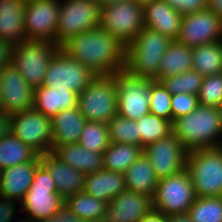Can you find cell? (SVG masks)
Masks as SVG:
<instances>
[{
    "label": "cell",
    "instance_id": "cell-1",
    "mask_svg": "<svg viewBox=\"0 0 222 222\" xmlns=\"http://www.w3.org/2000/svg\"><path fill=\"white\" fill-rule=\"evenodd\" d=\"M60 49L96 75H114L125 69L126 47L100 27L68 39Z\"/></svg>",
    "mask_w": 222,
    "mask_h": 222
},
{
    "label": "cell",
    "instance_id": "cell-2",
    "mask_svg": "<svg viewBox=\"0 0 222 222\" xmlns=\"http://www.w3.org/2000/svg\"><path fill=\"white\" fill-rule=\"evenodd\" d=\"M173 133L188 150L218 148L222 122L217 108L198 105L188 115L175 119Z\"/></svg>",
    "mask_w": 222,
    "mask_h": 222
},
{
    "label": "cell",
    "instance_id": "cell-3",
    "mask_svg": "<svg viewBox=\"0 0 222 222\" xmlns=\"http://www.w3.org/2000/svg\"><path fill=\"white\" fill-rule=\"evenodd\" d=\"M173 40L144 27L126 47L125 69L133 76L158 81L159 63Z\"/></svg>",
    "mask_w": 222,
    "mask_h": 222
},
{
    "label": "cell",
    "instance_id": "cell-4",
    "mask_svg": "<svg viewBox=\"0 0 222 222\" xmlns=\"http://www.w3.org/2000/svg\"><path fill=\"white\" fill-rule=\"evenodd\" d=\"M185 168L196 197L222 196V148L188 151Z\"/></svg>",
    "mask_w": 222,
    "mask_h": 222
},
{
    "label": "cell",
    "instance_id": "cell-5",
    "mask_svg": "<svg viewBox=\"0 0 222 222\" xmlns=\"http://www.w3.org/2000/svg\"><path fill=\"white\" fill-rule=\"evenodd\" d=\"M99 27L127 47L145 27L143 4L138 0H125L102 6Z\"/></svg>",
    "mask_w": 222,
    "mask_h": 222
},
{
    "label": "cell",
    "instance_id": "cell-6",
    "mask_svg": "<svg viewBox=\"0 0 222 222\" xmlns=\"http://www.w3.org/2000/svg\"><path fill=\"white\" fill-rule=\"evenodd\" d=\"M114 75H97L78 95V108L87 121L107 124L117 115Z\"/></svg>",
    "mask_w": 222,
    "mask_h": 222
},
{
    "label": "cell",
    "instance_id": "cell-7",
    "mask_svg": "<svg viewBox=\"0 0 222 222\" xmlns=\"http://www.w3.org/2000/svg\"><path fill=\"white\" fill-rule=\"evenodd\" d=\"M59 49L53 42L24 41L11 47L10 64L36 89L42 86L48 64Z\"/></svg>",
    "mask_w": 222,
    "mask_h": 222
},
{
    "label": "cell",
    "instance_id": "cell-8",
    "mask_svg": "<svg viewBox=\"0 0 222 222\" xmlns=\"http://www.w3.org/2000/svg\"><path fill=\"white\" fill-rule=\"evenodd\" d=\"M100 8L97 0H60L55 43L60 47L80 33L99 28Z\"/></svg>",
    "mask_w": 222,
    "mask_h": 222
},
{
    "label": "cell",
    "instance_id": "cell-9",
    "mask_svg": "<svg viewBox=\"0 0 222 222\" xmlns=\"http://www.w3.org/2000/svg\"><path fill=\"white\" fill-rule=\"evenodd\" d=\"M65 203L57 193L49 171L40 164L34 174L30 189L19 204L21 212L34 220L42 221L54 215Z\"/></svg>",
    "mask_w": 222,
    "mask_h": 222
},
{
    "label": "cell",
    "instance_id": "cell-10",
    "mask_svg": "<svg viewBox=\"0 0 222 222\" xmlns=\"http://www.w3.org/2000/svg\"><path fill=\"white\" fill-rule=\"evenodd\" d=\"M196 199L191 177L184 170L159 179L152 207L166 216L187 213Z\"/></svg>",
    "mask_w": 222,
    "mask_h": 222
},
{
    "label": "cell",
    "instance_id": "cell-11",
    "mask_svg": "<svg viewBox=\"0 0 222 222\" xmlns=\"http://www.w3.org/2000/svg\"><path fill=\"white\" fill-rule=\"evenodd\" d=\"M117 85V114L137 121L150 113V85L154 81L133 76L126 69L114 74Z\"/></svg>",
    "mask_w": 222,
    "mask_h": 222
},
{
    "label": "cell",
    "instance_id": "cell-12",
    "mask_svg": "<svg viewBox=\"0 0 222 222\" xmlns=\"http://www.w3.org/2000/svg\"><path fill=\"white\" fill-rule=\"evenodd\" d=\"M96 76L86 65L59 49L48 64L42 86L68 89L79 95Z\"/></svg>",
    "mask_w": 222,
    "mask_h": 222
},
{
    "label": "cell",
    "instance_id": "cell-13",
    "mask_svg": "<svg viewBox=\"0 0 222 222\" xmlns=\"http://www.w3.org/2000/svg\"><path fill=\"white\" fill-rule=\"evenodd\" d=\"M10 131L39 155L51 152V118L31 107L11 116Z\"/></svg>",
    "mask_w": 222,
    "mask_h": 222
},
{
    "label": "cell",
    "instance_id": "cell-14",
    "mask_svg": "<svg viewBox=\"0 0 222 222\" xmlns=\"http://www.w3.org/2000/svg\"><path fill=\"white\" fill-rule=\"evenodd\" d=\"M222 40V19L210 8L184 14L177 42L190 48Z\"/></svg>",
    "mask_w": 222,
    "mask_h": 222
},
{
    "label": "cell",
    "instance_id": "cell-15",
    "mask_svg": "<svg viewBox=\"0 0 222 222\" xmlns=\"http://www.w3.org/2000/svg\"><path fill=\"white\" fill-rule=\"evenodd\" d=\"M60 0H34L25 3L24 30L27 41L55 43Z\"/></svg>",
    "mask_w": 222,
    "mask_h": 222
},
{
    "label": "cell",
    "instance_id": "cell-16",
    "mask_svg": "<svg viewBox=\"0 0 222 222\" xmlns=\"http://www.w3.org/2000/svg\"><path fill=\"white\" fill-rule=\"evenodd\" d=\"M156 176L159 179L176 174L186 167L188 150L174 133L143 148Z\"/></svg>",
    "mask_w": 222,
    "mask_h": 222
},
{
    "label": "cell",
    "instance_id": "cell-17",
    "mask_svg": "<svg viewBox=\"0 0 222 222\" xmlns=\"http://www.w3.org/2000/svg\"><path fill=\"white\" fill-rule=\"evenodd\" d=\"M2 105L0 111L14 115L33 107L34 89L11 64L0 70Z\"/></svg>",
    "mask_w": 222,
    "mask_h": 222
},
{
    "label": "cell",
    "instance_id": "cell-18",
    "mask_svg": "<svg viewBox=\"0 0 222 222\" xmlns=\"http://www.w3.org/2000/svg\"><path fill=\"white\" fill-rule=\"evenodd\" d=\"M41 155L28 161L0 171V196L21 203L34 179Z\"/></svg>",
    "mask_w": 222,
    "mask_h": 222
},
{
    "label": "cell",
    "instance_id": "cell-19",
    "mask_svg": "<svg viewBox=\"0 0 222 222\" xmlns=\"http://www.w3.org/2000/svg\"><path fill=\"white\" fill-rule=\"evenodd\" d=\"M152 208L151 197L125 189L108 203L106 220L139 222Z\"/></svg>",
    "mask_w": 222,
    "mask_h": 222
},
{
    "label": "cell",
    "instance_id": "cell-20",
    "mask_svg": "<svg viewBox=\"0 0 222 222\" xmlns=\"http://www.w3.org/2000/svg\"><path fill=\"white\" fill-rule=\"evenodd\" d=\"M41 164L49 171L57 193L64 200L84 190L85 175L62 162L52 152L41 155Z\"/></svg>",
    "mask_w": 222,
    "mask_h": 222
},
{
    "label": "cell",
    "instance_id": "cell-21",
    "mask_svg": "<svg viewBox=\"0 0 222 222\" xmlns=\"http://www.w3.org/2000/svg\"><path fill=\"white\" fill-rule=\"evenodd\" d=\"M145 27L168 36L171 40L178 38L182 14L175 10L166 0H153L143 4Z\"/></svg>",
    "mask_w": 222,
    "mask_h": 222
},
{
    "label": "cell",
    "instance_id": "cell-22",
    "mask_svg": "<svg viewBox=\"0 0 222 222\" xmlns=\"http://www.w3.org/2000/svg\"><path fill=\"white\" fill-rule=\"evenodd\" d=\"M86 122L87 120L78 107L61 110L52 117L51 130L53 145L51 152L65 144L78 143Z\"/></svg>",
    "mask_w": 222,
    "mask_h": 222
},
{
    "label": "cell",
    "instance_id": "cell-23",
    "mask_svg": "<svg viewBox=\"0 0 222 222\" xmlns=\"http://www.w3.org/2000/svg\"><path fill=\"white\" fill-rule=\"evenodd\" d=\"M22 0H0V39L11 47L27 41Z\"/></svg>",
    "mask_w": 222,
    "mask_h": 222
},
{
    "label": "cell",
    "instance_id": "cell-24",
    "mask_svg": "<svg viewBox=\"0 0 222 222\" xmlns=\"http://www.w3.org/2000/svg\"><path fill=\"white\" fill-rule=\"evenodd\" d=\"M125 189L123 173L103 169L85 175L83 191L107 203Z\"/></svg>",
    "mask_w": 222,
    "mask_h": 222
},
{
    "label": "cell",
    "instance_id": "cell-25",
    "mask_svg": "<svg viewBox=\"0 0 222 222\" xmlns=\"http://www.w3.org/2000/svg\"><path fill=\"white\" fill-rule=\"evenodd\" d=\"M33 107L44 116L54 117L61 110L78 107V94L65 89L41 86L34 89Z\"/></svg>",
    "mask_w": 222,
    "mask_h": 222
},
{
    "label": "cell",
    "instance_id": "cell-26",
    "mask_svg": "<svg viewBox=\"0 0 222 222\" xmlns=\"http://www.w3.org/2000/svg\"><path fill=\"white\" fill-rule=\"evenodd\" d=\"M124 181L126 190L153 198L159 178L147 156L142 153L124 173Z\"/></svg>",
    "mask_w": 222,
    "mask_h": 222
},
{
    "label": "cell",
    "instance_id": "cell-27",
    "mask_svg": "<svg viewBox=\"0 0 222 222\" xmlns=\"http://www.w3.org/2000/svg\"><path fill=\"white\" fill-rule=\"evenodd\" d=\"M52 153L84 175L103 170L102 154L88 151L79 143L65 144L57 147Z\"/></svg>",
    "mask_w": 222,
    "mask_h": 222
},
{
    "label": "cell",
    "instance_id": "cell-28",
    "mask_svg": "<svg viewBox=\"0 0 222 222\" xmlns=\"http://www.w3.org/2000/svg\"><path fill=\"white\" fill-rule=\"evenodd\" d=\"M192 48L173 40L159 63L158 81L191 70Z\"/></svg>",
    "mask_w": 222,
    "mask_h": 222
},
{
    "label": "cell",
    "instance_id": "cell-29",
    "mask_svg": "<svg viewBox=\"0 0 222 222\" xmlns=\"http://www.w3.org/2000/svg\"><path fill=\"white\" fill-rule=\"evenodd\" d=\"M39 154L25 145L11 131L0 139V171L28 161H34Z\"/></svg>",
    "mask_w": 222,
    "mask_h": 222
},
{
    "label": "cell",
    "instance_id": "cell-30",
    "mask_svg": "<svg viewBox=\"0 0 222 222\" xmlns=\"http://www.w3.org/2000/svg\"><path fill=\"white\" fill-rule=\"evenodd\" d=\"M65 204L80 220L102 222L106 219L108 203L84 191L67 197Z\"/></svg>",
    "mask_w": 222,
    "mask_h": 222
},
{
    "label": "cell",
    "instance_id": "cell-31",
    "mask_svg": "<svg viewBox=\"0 0 222 222\" xmlns=\"http://www.w3.org/2000/svg\"><path fill=\"white\" fill-rule=\"evenodd\" d=\"M142 153L141 146L110 142L102 154L103 169L124 174Z\"/></svg>",
    "mask_w": 222,
    "mask_h": 222
},
{
    "label": "cell",
    "instance_id": "cell-32",
    "mask_svg": "<svg viewBox=\"0 0 222 222\" xmlns=\"http://www.w3.org/2000/svg\"><path fill=\"white\" fill-rule=\"evenodd\" d=\"M192 62L203 77L222 73V40L192 48Z\"/></svg>",
    "mask_w": 222,
    "mask_h": 222
},
{
    "label": "cell",
    "instance_id": "cell-33",
    "mask_svg": "<svg viewBox=\"0 0 222 222\" xmlns=\"http://www.w3.org/2000/svg\"><path fill=\"white\" fill-rule=\"evenodd\" d=\"M140 146L144 148L149 143L157 142L173 133L172 122L147 114L137 120Z\"/></svg>",
    "mask_w": 222,
    "mask_h": 222
},
{
    "label": "cell",
    "instance_id": "cell-34",
    "mask_svg": "<svg viewBox=\"0 0 222 222\" xmlns=\"http://www.w3.org/2000/svg\"><path fill=\"white\" fill-rule=\"evenodd\" d=\"M187 214L192 222H222V196L196 197Z\"/></svg>",
    "mask_w": 222,
    "mask_h": 222
},
{
    "label": "cell",
    "instance_id": "cell-35",
    "mask_svg": "<svg viewBox=\"0 0 222 222\" xmlns=\"http://www.w3.org/2000/svg\"><path fill=\"white\" fill-rule=\"evenodd\" d=\"M78 143L88 151L103 154L110 144L108 124L87 121Z\"/></svg>",
    "mask_w": 222,
    "mask_h": 222
},
{
    "label": "cell",
    "instance_id": "cell-36",
    "mask_svg": "<svg viewBox=\"0 0 222 222\" xmlns=\"http://www.w3.org/2000/svg\"><path fill=\"white\" fill-rule=\"evenodd\" d=\"M203 79L198 71L191 69L182 74L163 78L160 82L171 95L186 93L198 96Z\"/></svg>",
    "mask_w": 222,
    "mask_h": 222
},
{
    "label": "cell",
    "instance_id": "cell-37",
    "mask_svg": "<svg viewBox=\"0 0 222 222\" xmlns=\"http://www.w3.org/2000/svg\"><path fill=\"white\" fill-rule=\"evenodd\" d=\"M107 124L110 142L140 146L137 121L124 118L117 114Z\"/></svg>",
    "mask_w": 222,
    "mask_h": 222
},
{
    "label": "cell",
    "instance_id": "cell-38",
    "mask_svg": "<svg viewBox=\"0 0 222 222\" xmlns=\"http://www.w3.org/2000/svg\"><path fill=\"white\" fill-rule=\"evenodd\" d=\"M171 98L163 84L154 80L150 85V113L172 122Z\"/></svg>",
    "mask_w": 222,
    "mask_h": 222
},
{
    "label": "cell",
    "instance_id": "cell-39",
    "mask_svg": "<svg viewBox=\"0 0 222 222\" xmlns=\"http://www.w3.org/2000/svg\"><path fill=\"white\" fill-rule=\"evenodd\" d=\"M199 105L217 108L222 102V73L206 76L198 94Z\"/></svg>",
    "mask_w": 222,
    "mask_h": 222
},
{
    "label": "cell",
    "instance_id": "cell-40",
    "mask_svg": "<svg viewBox=\"0 0 222 222\" xmlns=\"http://www.w3.org/2000/svg\"><path fill=\"white\" fill-rule=\"evenodd\" d=\"M199 105L198 96L194 94H173L171 98L172 123L175 119L188 115Z\"/></svg>",
    "mask_w": 222,
    "mask_h": 222
},
{
    "label": "cell",
    "instance_id": "cell-41",
    "mask_svg": "<svg viewBox=\"0 0 222 222\" xmlns=\"http://www.w3.org/2000/svg\"><path fill=\"white\" fill-rule=\"evenodd\" d=\"M182 15L208 8V0H166Z\"/></svg>",
    "mask_w": 222,
    "mask_h": 222
},
{
    "label": "cell",
    "instance_id": "cell-42",
    "mask_svg": "<svg viewBox=\"0 0 222 222\" xmlns=\"http://www.w3.org/2000/svg\"><path fill=\"white\" fill-rule=\"evenodd\" d=\"M16 205L15 201L0 196V222H12L16 218Z\"/></svg>",
    "mask_w": 222,
    "mask_h": 222
},
{
    "label": "cell",
    "instance_id": "cell-43",
    "mask_svg": "<svg viewBox=\"0 0 222 222\" xmlns=\"http://www.w3.org/2000/svg\"><path fill=\"white\" fill-rule=\"evenodd\" d=\"M79 220V217L64 203L54 215L40 222H78Z\"/></svg>",
    "mask_w": 222,
    "mask_h": 222
},
{
    "label": "cell",
    "instance_id": "cell-44",
    "mask_svg": "<svg viewBox=\"0 0 222 222\" xmlns=\"http://www.w3.org/2000/svg\"><path fill=\"white\" fill-rule=\"evenodd\" d=\"M139 222H168V216L152 208Z\"/></svg>",
    "mask_w": 222,
    "mask_h": 222
},
{
    "label": "cell",
    "instance_id": "cell-45",
    "mask_svg": "<svg viewBox=\"0 0 222 222\" xmlns=\"http://www.w3.org/2000/svg\"><path fill=\"white\" fill-rule=\"evenodd\" d=\"M11 46L0 39V70L10 64Z\"/></svg>",
    "mask_w": 222,
    "mask_h": 222
},
{
    "label": "cell",
    "instance_id": "cell-46",
    "mask_svg": "<svg viewBox=\"0 0 222 222\" xmlns=\"http://www.w3.org/2000/svg\"><path fill=\"white\" fill-rule=\"evenodd\" d=\"M11 116L0 111V139L10 132Z\"/></svg>",
    "mask_w": 222,
    "mask_h": 222
},
{
    "label": "cell",
    "instance_id": "cell-47",
    "mask_svg": "<svg viewBox=\"0 0 222 222\" xmlns=\"http://www.w3.org/2000/svg\"><path fill=\"white\" fill-rule=\"evenodd\" d=\"M208 8L222 19V0H208Z\"/></svg>",
    "mask_w": 222,
    "mask_h": 222
},
{
    "label": "cell",
    "instance_id": "cell-48",
    "mask_svg": "<svg viewBox=\"0 0 222 222\" xmlns=\"http://www.w3.org/2000/svg\"><path fill=\"white\" fill-rule=\"evenodd\" d=\"M168 222H192L187 213L168 216Z\"/></svg>",
    "mask_w": 222,
    "mask_h": 222
},
{
    "label": "cell",
    "instance_id": "cell-49",
    "mask_svg": "<svg viewBox=\"0 0 222 222\" xmlns=\"http://www.w3.org/2000/svg\"><path fill=\"white\" fill-rule=\"evenodd\" d=\"M97 1L102 7V6H108L111 4H116L118 2L125 1V0H97Z\"/></svg>",
    "mask_w": 222,
    "mask_h": 222
},
{
    "label": "cell",
    "instance_id": "cell-50",
    "mask_svg": "<svg viewBox=\"0 0 222 222\" xmlns=\"http://www.w3.org/2000/svg\"><path fill=\"white\" fill-rule=\"evenodd\" d=\"M23 217V218H22ZM21 219L18 218L17 222H40V221H37V220H34L33 218L31 217H27V218H24L25 216H22ZM20 219V220H19Z\"/></svg>",
    "mask_w": 222,
    "mask_h": 222
},
{
    "label": "cell",
    "instance_id": "cell-51",
    "mask_svg": "<svg viewBox=\"0 0 222 222\" xmlns=\"http://www.w3.org/2000/svg\"><path fill=\"white\" fill-rule=\"evenodd\" d=\"M218 111H219V115H220V119L222 122V102L219 104V106L217 107Z\"/></svg>",
    "mask_w": 222,
    "mask_h": 222
},
{
    "label": "cell",
    "instance_id": "cell-52",
    "mask_svg": "<svg viewBox=\"0 0 222 222\" xmlns=\"http://www.w3.org/2000/svg\"><path fill=\"white\" fill-rule=\"evenodd\" d=\"M1 77H0V108H1V105H2V87H1Z\"/></svg>",
    "mask_w": 222,
    "mask_h": 222
},
{
    "label": "cell",
    "instance_id": "cell-53",
    "mask_svg": "<svg viewBox=\"0 0 222 222\" xmlns=\"http://www.w3.org/2000/svg\"><path fill=\"white\" fill-rule=\"evenodd\" d=\"M140 3L145 4L147 2L153 1V0H138Z\"/></svg>",
    "mask_w": 222,
    "mask_h": 222
},
{
    "label": "cell",
    "instance_id": "cell-54",
    "mask_svg": "<svg viewBox=\"0 0 222 222\" xmlns=\"http://www.w3.org/2000/svg\"><path fill=\"white\" fill-rule=\"evenodd\" d=\"M218 148H222V135H221V138H220V144H219Z\"/></svg>",
    "mask_w": 222,
    "mask_h": 222
},
{
    "label": "cell",
    "instance_id": "cell-55",
    "mask_svg": "<svg viewBox=\"0 0 222 222\" xmlns=\"http://www.w3.org/2000/svg\"><path fill=\"white\" fill-rule=\"evenodd\" d=\"M24 3L34 1V0H22Z\"/></svg>",
    "mask_w": 222,
    "mask_h": 222
},
{
    "label": "cell",
    "instance_id": "cell-56",
    "mask_svg": "<svg viewBox=\"0 0 222 222\" xmlns=\"http://www.w3.org/2000/svg\"><path fill=\"white\" fill-rule=\"evenodd\" d=\"M78 222H88V221H85V220H79Z\"/></svg>",
    "mask_w": 222,
    "mask_h": 222
}]
</instances>
